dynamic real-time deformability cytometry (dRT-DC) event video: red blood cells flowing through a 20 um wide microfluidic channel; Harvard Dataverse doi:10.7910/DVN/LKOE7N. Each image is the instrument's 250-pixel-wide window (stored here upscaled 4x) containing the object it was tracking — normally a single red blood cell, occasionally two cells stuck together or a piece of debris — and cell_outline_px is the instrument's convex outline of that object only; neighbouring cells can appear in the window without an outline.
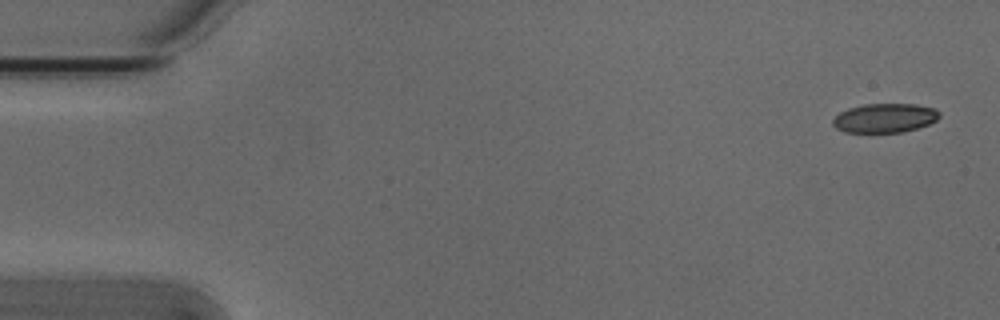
{"species": "Egyptian fruit bat (a non-hibernating species)", "species_latin": "Rousettus aegyptiacus", "temperature_condition": "cold", "stored_images_in_passage": 5, "camera_frame_rate_fps": 3000, "um_per_image_px": 0.085, "animal": {"sex": "male"}, "frame": {"image": 1, "passage_image": 1, "time_ms": 0.0, "image_size_px": [1000, 320], "cell_outline_px": [[940, 116], [936, 120], [928, 124], [904, 132], [844, 132], [836, 128], [832, 124], [832, 120], [840, 112], [848, 108], [864, 104], [916, 104], [936, 108], [940, 112]], "centroid_in_image_um": [75.21, 10.02], "position_along_channel_um": 9.8, "area_um2": 18.15}}
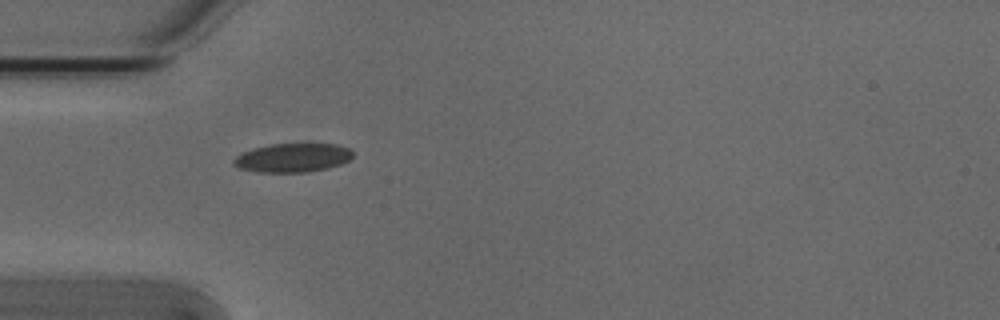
{"frame": {"image": 2, "passage_image": 4, "time_ms": 1.0, "image_size_px": [1000, 320], "cell_outline_px": [[352, 156], [348, 160], [340, 164], [328, 168], [308, 172], [256, 172], [240, 168], [232, 164], [232, 160], [236, 156], [252, 148], [272, 144], [336, 144], [348, 148], [352, 152]], "centroid_in_image_um": [24.84, 13.41], "position_along_channel_um": 60.2, "area_um2": 19.94}}
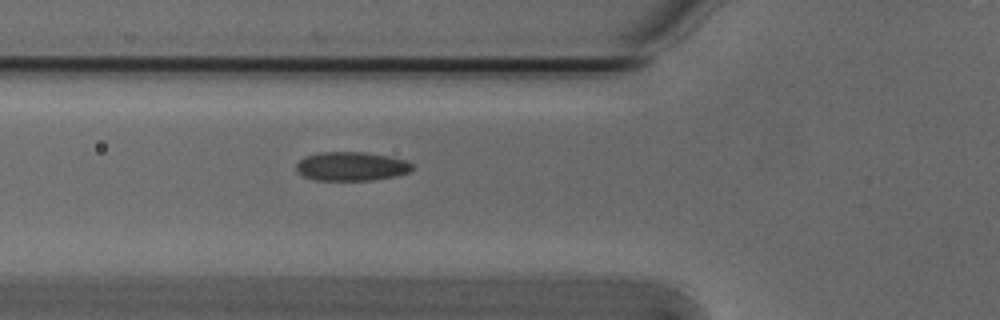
{"frame": {"image": 3, "passage_image": 5, "time_ms": 1.333, "image_size_px": [1000, 320], "cell_outline_px": [[412, 168], [408, 172], [392, 176], [372, 180], [312, 180], [296, 172], [296, 164], [304, 156], [320, 152], [364, 152], [388, 156], [408, 160], [412, 164]], "centroid_in_image_um": [29.82, 14.13], "position_along_channel_um": 96.0, "area_um2": 19.54}}